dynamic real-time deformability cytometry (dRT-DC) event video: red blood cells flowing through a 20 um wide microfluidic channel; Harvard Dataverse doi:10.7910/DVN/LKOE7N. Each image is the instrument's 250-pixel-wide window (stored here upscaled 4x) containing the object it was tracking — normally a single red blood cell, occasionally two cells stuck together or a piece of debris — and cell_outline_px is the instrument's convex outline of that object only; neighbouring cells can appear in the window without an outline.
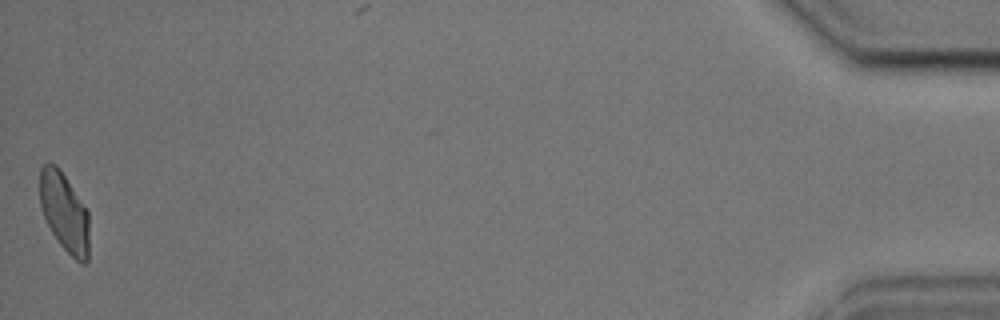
{"species": "common noctule bat (a hibernating species)", "species_latin": "Nyctalus noctula", "temperature_condition": "cold", "stored_images_in_passage": 54, "camera_frame_rate_fps": 3000, "um_per_image_px": 0.085, "animal": {"sex": "male", "body_mass_g": 17.9, "forearm_length_mm": 54.2}, "frame": {"image": 1, "passage_image": 54, "time_ms": 17.667, "image_size_px": [1000, 320], "cell_outline_px": [[88, 260], [84, 264], [80, 264], [60, 244], [52, 232], [44, 216], [40, 204], [40, 168], [44, 164], [56, 164], [88, 212]], "centroid_in_image_um": [5.47, 18.06], "position_along_channel_um": 429.7, "area_um2": 22.2}, "authors_computed_cell_mechanics": {"area_um2": 23.987, "velocity_mm_per_s": 3.5919, "shape_relaxation_time_tau1_ms": 4.4871, "shape_relaxation_time_tau2_ms": 1.4916, "deformation_change_tau1": 0.1589, "deformation_change_tau2": 0.0776}}